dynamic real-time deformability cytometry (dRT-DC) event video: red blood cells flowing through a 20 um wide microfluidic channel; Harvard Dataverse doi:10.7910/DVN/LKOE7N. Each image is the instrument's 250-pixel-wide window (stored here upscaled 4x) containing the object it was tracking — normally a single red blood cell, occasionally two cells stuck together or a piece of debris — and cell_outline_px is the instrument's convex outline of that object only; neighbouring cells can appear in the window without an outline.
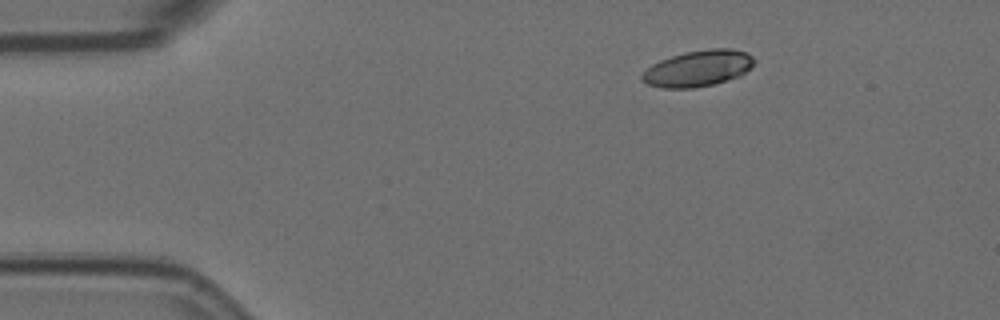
{"species": "Egyptian fruit bat (a non-hibernating species)", "species_latin": "Rousettus aegyptiacus", "temperature_condition": "room temperature", "stored_images_in_passage": 3, "camera_frame_rate_fps": 3000, "um_per_image_px": 0.085, "animal": {"sex": "female"}, "frame": {"image": 1, "passage_image": 1, "time_ms": 0.0, "image_size_px": [1000, 320], "cell_outline_px": [[756, 60], [740, 76], [712, 84], [692, 88], [664, 88], [648, 84], [640, 76], [652, 64], [660, 60], [684, 52], [708, 48], [728, 48], [748, 52]], "centroid_in_image_um": [59.34, 5.79], "position_along_channel_um": 25.7, "area_um2": 23.41}}